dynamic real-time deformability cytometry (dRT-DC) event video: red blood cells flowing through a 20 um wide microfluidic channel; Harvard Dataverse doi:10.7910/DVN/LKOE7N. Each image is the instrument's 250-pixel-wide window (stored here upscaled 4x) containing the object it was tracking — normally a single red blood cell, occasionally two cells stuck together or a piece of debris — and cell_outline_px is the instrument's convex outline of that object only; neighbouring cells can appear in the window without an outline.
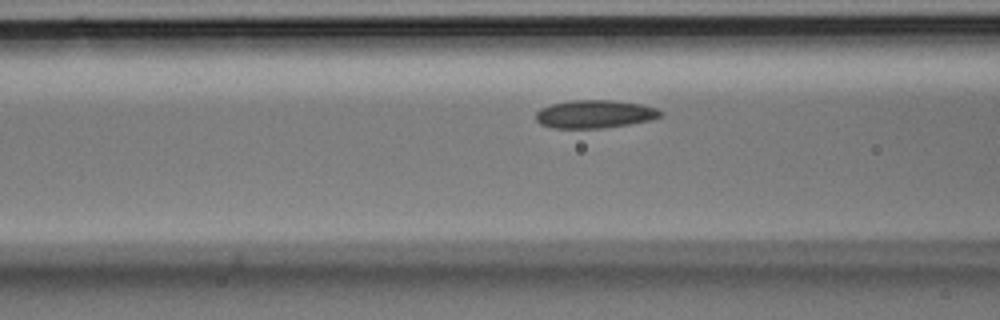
{"species": "Egyptian fruit bat (a non-hibernating species)", "species_latin": "Rousettus aegyptiacus", "temperature_condition": "room temperature", "stored_images_in_passage": 4, "camera_frame_rate_fps": 3000, "um_per_image_px": 0.085, "animal": {"sex": "male"}, "frame": {"image": 1, "passage_image": 4, "time_ms": 1.0, "image_size_px": [1000, 320], "cell_outline_px": [[664, 112], [660, 116], [652, 120], [604, 128], [552, 128], [540, 124], [536, 120], [536, 112], [540, 108], [552, 104], [572, 100], [612, 100], [644, 104], [656, 108]], "centroid_in_image_um": [50.56, 9.69], "position_along_channel_um": 116.0, "area_um2": 20.52}}